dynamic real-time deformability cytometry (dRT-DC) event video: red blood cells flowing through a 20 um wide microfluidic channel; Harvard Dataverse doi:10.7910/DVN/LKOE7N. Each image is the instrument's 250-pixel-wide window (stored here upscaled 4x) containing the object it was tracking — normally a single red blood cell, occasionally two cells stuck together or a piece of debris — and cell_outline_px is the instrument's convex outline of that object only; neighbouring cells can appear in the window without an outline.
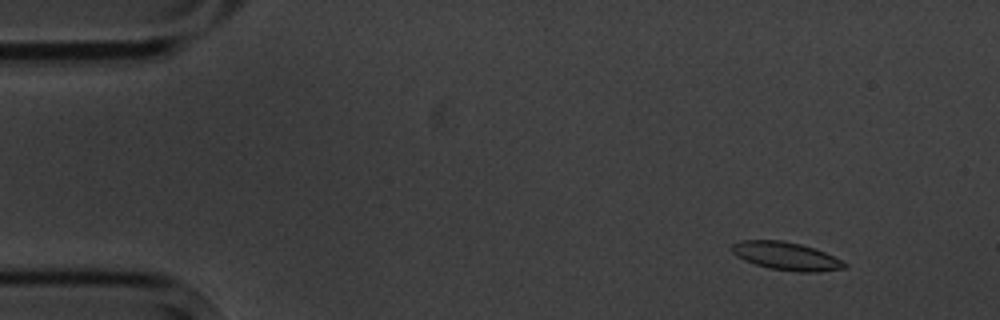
{"species": "common noctule bat (a hibernating species)", "species_latin": "Nyctalus noctula", "temperature_condition": "cold", "stored_images_in_passage": 4, "camera_frame_rate_fps": 3000, "um_per_image_px": 0.085, "animal": {"sex": "male", "body_mass_g": 20.1, "forearm_length_mm": 53.5}, "frame": {"image": 1, "passage_image": 2, "time_ms": 1.333, "image_size_px": [1000, 320], "cell_outline_px": [[848, 264], [844, 268], [816, 272], [796, 272], [768, 268], [744, 260], [736, 256], [732, 252], [732, 244], [740, 240], [780, 240], [800, 244], [824, 252]], "centroid_in_image_um": [66.78, 21.77], "position_along_channel_um": 18.2, "area_um2": 18.21}}